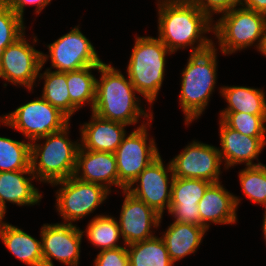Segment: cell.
<instances>
[{"mask_svg":"<svg viewBox=\"0 0 266 266\" xmlns=\"http://www.w3.org/2000/svg\"><path fill=\"white\" fill-rule=\"evenodd\" d=\"M157 6L158 38L169 51L174 53L190 46L191 53H199L214 45L213 40L203 36L213 32L214 20L202 13L196 5L158 2Z\"/></svg>","mask_w":266,"mask_h":266,"instance_id":"cell-1","label":"cell"},{"mask_svg":"<svg viewBox=\"0 0 266 266\" xmlns=\"http://www.w3.org/2000/svg\"><path fill=\"white\" fill-rule=\"evenodd\" d=\"M61 185L56 192L57 211L62 216V223L83 219L100 206L109 196L110 191L96 183L83 182L75 176L51 184Z\"/></svg>","mask_w":266,"mask_h":266,"instance_id":"cell-9","label":"cell"},{"mask_svg":"<svg viewBox=\"0 0 266 266\" xmlns=\"http://www.w3.org/2000/svg\"><path fill=\"white\" fill-rule=\"evenodd\" d=\"M220 119L230 128L251 137H266V115L244 112H220Z\"/></svg>","mask_w":266,"mask_h":266,"instance_id":"cell-31","label":"cell"},{"mask_svg":"<svg viewBox=\"0 0 266 266\" xmlns=\"http://www.w3.org/2000/svg\"><path fill=\"white\" fill-rule=\"evenodd\" d=\"M35 179L31 169L0 172V203L3 208L6 210V202L18 206H32L40 202L42 195L31 182Z\"/></svg>","mask_w":266,"mask_h":266,"instance_id":"cell-21","label":"cell"},{"mask_svg":"<svg viewBox=\"0 0 266 266\" xmlns=\"http://www.w3.org/2000/svg\"><path fill=\"white\" fill-rule=\"evenodd\" d=\"M263 226H262V229H263V233H264V239L266 241V209H265V213H264V217H263Z\"/></svg>","mask_w":266,"mask_h":266,"instance_id":"cell-39","label":"cell"},{"mask_svg":"<svg viewBox=\"0 0 266 266\" xmlns=\"http://www.w3.org/2000/svg\"><path fill=\"white\" fill-rule=\"evenodd\" d=\"M0 238L6 248L26 265L43 266L41 240L8 223L0 225Z\"/></svg>","mask_w":266,"mask_h":266,"instance_id":"cell-23","label":"cell"},{"mask_svg":"<svg viewBox=\"0 0 266 266\" xmlns=\"http://www.w3.org/2000/svg\"><path fill=\"white\" fill-rule=\"evenodd\" d=\"M91 120L81 126V144L83 149L115 153L126 136L125 127L121 122L99 117L92 112Z\"/></svg>","mask_w":266,"mask_h":266,"instance_id":"cell-20","label":"cell"},{"mask_svg":"<svg viewBox=\"0 0 266 266\" xmlns=\"http://www.w3.org/2000/svg\"><path fill=\"white\" fill-rule=\"evenodd\" d=\"M221 161L218 148L192 141L171 161L173 176L203 179L211 183L220 182Z\"/></svg>","mask_w":266,"mask_h":266,"instance_id":"cell-13","label":"cell"},{"mask_svg":"<svg viewBox=\"0 0 266 266\" xmlns=\"http://www.w3.org/2000/svg\"><path fill=\"white\" fill-rule=\"evenodd\" d=\"M213 34L224 54L243 50L255 42L258 51L262 52L266 36V15L242 6L233 8L223 13L214 23Z\"/></svg>","mask_w":266,"mask_h":266,"instance_id":"cell-6","label":"cell"},{"mask_svg":"<svg viewBox=\"0 0 266 266\" xmlns=\"http://www.w3.org/2000/svg\"><path fill=\"white\" fill-rule=\"evenodd\" d=\"M150 121L144 122L126 135L115 151L118 172V187L127 189L138 175L154 160L160 153L153 138L148 139V128ZM148 125V126H147ZM147 140L149 143L147 144Z\"/></svg>","mask_w":266,"mask_h":266,"instance_id":"cell-8","label":"cell"},{"mask_svg":"<svg viewBox=\"0 0 266 266\" xmlns=\"http://www.w3.org/2000/svg\"><path fill=\"white\" fill-rule=\"evenodd\" d=\"M220 125V143L218 148L221 161L225 162V169H229L235 164H246L248 166H258L262 163H254L258 160V155L266 144V137H251L228 127L221 119Z\"/></svg>","mask_w":266,"mask_h":266,"instance_id":"cell-17","label":"cell"},{"mask_svg":"<svg viewBox=\"0 0 266 266\" xmlns=\"http://www.w3.org/2000/svg\"><path fill=\"white\" fill-rule=\"evenodd\" d=\"M74 176L83 182L100 184L111 192L112 185L118 187L115 153L92 151L80 146Z\"/></svg>","mask_w":266,"mask_h":266,"instance_id":"cell-18","label":"cell"},{"mask_svg":"<svg viewBox=\"0 0 266 266\" xmlns=\"http://www.w3.org/2000/svg\"><path fill=\"white\" fill-rule=\"evenodd\" d=\"M241 6L266 15V0H241Z\"/></svg>","mask_w":266,"mask_h":266,"instance_id":"cell-36","label":"cell"},{"mask_svg":"<svg viewBox=\"0 0 266 266\" xmlns=\"http://www.w3.org/2000/svg\"><path fill=\"white\" fill-rule=\"evenodd\" d=\"M98 70L99 66L66 72V82L71 102L80 109L85 103L93 109L96 99V78L91 74L92 70Z\"/></svg>","mask_w":266,"mask_h":266,"instance_id":"cell-27","label":"cell"},{"mask_svg":"<svg viewBox=\"0 0 266 266\" xmlns=\"http://www.w3.org/2000/svg\"><path fill=\"white\" fill-rule=\"evenodd\" d=\"M240 199L221 185L212 183L198 203L201 226L207 231L210 224H233L237 221Z\"/></svg>","mask_w":266,"mask_h":266,"instance_id":"cell-19","label":"cell"},{"mask_svg":"<svg viewBox=\"0 0 266 266\" xmlns=\"http://www.w3.org/2000/svg\"><path fill=\"white\" fill-rule=\"evenodd\" d=\"M42 68L43 65H41L38 74L40 79L43 78L45 80L41 97L70 119L78 108L70 100L66 72L51 71L47 68L44 73H40Z\"/></svg>","mask_w":266,"mask_h":266,"instance_id":"cell-25","label":"cell"},{"mask_svg":"<svg viewBox=\"0 0 266 266\" xmlns=\"http://www.w3.org/2000/svg\"><path fill=\"white\" fill-rule=\"evenodd\" d=\"M173 180L171 163L169 162L166 168L159 155L138 175L126 190L163 216L164 209L169 211ZM136 183L137 185L134 187Z\"/></svg>","mask_w":266,"mask_h":266,"instance_id":"cell-11","label":"cell"},{"mask_svg":"<svg viewBox=\"0 0 266 266\" xmlns=\"http://www.w3.org/2000/svg\"><path fill=\"white\" fill-rule=\"evenodd\" d=\"M31 143L0 136V172L31 169Z\"/></svg>","mask_w":266,"mask_h":266,"instance_id":"cell-29","label":"cell"},{"mask_svg":"<svg viewBox=\"0 0 266 266\" xmlns=\"http://www.w3.org/2000/svg\"><path fill=\"white\" fill-rule=\"evenodd\" d=\"M239 181L245 196L266 209V165L245 167L239 172Z\"/></svg>","mask_w":266,"mask_h":266,"instance_id":"cell-30","label":"cell"},{"mask_svg":"<svg viewBox=\"0 0 266 266\" xmlns=\"http://www.w3.org/2000/svg\"><path fill=\"white\" fill-rule=\"evenodd\" d=\"M163 3H193L194 0H158Z\"/></svg>","mask_w":266,"mask_h":266,"instance_id":"cell-37","label":"cell"},{"mask_svg":"<svg viewBox=\"0 0 266 266\" xmlns=\"http://www.w3.org/2000/svg\"><path fill=\"white\" fill-rule=\"evenodd\" d=\"M79 28V25L75 26L70 32L47 45L49 55L42 53V65L51 58L52 68H56V72L64 73L88 66H99L103 61Z\"/></svg>","mask_w":266,"mask_h":266,"instance_id":"cell-10","label":"cell"},{"mask_svg":"<svg viewBox=\"0 0 266 266\" xmlns=\"http://www.w3.org/2000/svg\"><path fill=\"white\" fill-rule=\"evenodd\" d=\"M211 184L203 179L174 177L168 211L174 221L201 226L198 203Z\"/></svg>","mask_w":266,"mask_h":266,"instance_id":"cell-16","label":"cell"},{"mask_svg":"<svg viewBox=\"0 0 266 266\" xmlns=\"http://www.w3.org/2000/svg\"><path fill=\"white\" fill-rule=\"evenodd\" d=\"M167 54L172 52L159 38L136 36L127 75L137 93L141 94L150 106L162 87Z\"/></svg>","mask_w":266,"mask_h":266,"instance_id":"cell-5","label":"cell"},{"mask_svg":"<svg viewBox=\"0 0 266 266\" xmlns=\"http://www.w3.org/2000/svg\"><path fill=\"white\" fill-rule=\"evenodd\" d=\"M221 96L228 103L220 112H244L253 115H266V98L261 89L245 86H223Z\"/></svg>","mask_w":266,"mask_h":266,"instance_id":"cell-24","label":"cell"},{"mask_svg":"<svg viewBox=\"0 0 266 266\" xmlns=\"http://www.w3.org/2000/svg\"><path fill=\"white\" fill-rule=\"evenodd\" d=\"M5 214H6V210L3 208L2 204L0 203V225H2L3 223H6V222H3Z\"/></svg>","mask_w":266,"mask_h":266,"instance_id":"cell-38","label":"cell"},{"mask_svg":"<svg viewBox=\"0 0 266 266\" xmlns=\"http://www.w3.org/2000/svg\"><path fill=\"white\" fill-rule=\"evenodd\" d=\"M118 220L109 215H97L91 219L86 226V236L90 243L100 251L122 247L118 245V240L121 238Z\"/></svg>","mask_w":266,"mask_h":266,"instance_id":"cell-28","label":"cell"},{"mask_svg":"<svg viewBox=\"0 0 266 266\" xmlns=\"http://www.w3.org/2000/svg\"><path fill=\"white\" fill-rule=\"evenodd\" d=\"M128 246V247H127ZM129 266H173L174 263L161 237L127 245Z\"/></svg>","mask_w":266,"mask_h":266,"instance_id":"cell-26","label":"cell"},{"mask_svg":"<svg viewBox=\"0 0 266 266\" xmlns=\"http://www.w3.org/2000/svg\"><path fill=\"white\" fill-rule=\"evenodd\" d=\"M21 19L24 17V10L27 4L36 6V13L39 14L51 0H3Z\"/></svg>","mask_w":266,"mask_h":266,"instance_id":"cell-35","label":"cell"},{"mask_svg":"<svg viewBox=\"0 0 266 266\" xmlns=\"http://www.w3.org/2000/svg\"><path fill=\"white\" fill-rule=\"evenodd\" d=\"M122 193L125 194V199L118 225L124 245L154 237L151 229L160 226L162 216L126 189Z\"/></svg>","mask_w":266,"mask_h":266,"instance_id":"cell-15","label":"cell"},{"mask_svg":"<svg viewBox=\"0 0 266 266\" xmlns=\"http://www.w3.org/2000/svg\"><path fill=\"white\" fill-rule=\"evenodd\" d=\"M100 80L96 79V99L91 111L101 118L133 125L139 118L153 120V114L140 106V98L131 81L111 64L102 62L98 69ZM136 92V93H135Z\"/></svg>","mask_w":266,"mask_h":266,"instance_id":"cell-2","label":"cell"},{"mask_svg":"<svg viewBox=\"0 0 266 266\" xmlns=\"http://www.w3.org/2000/svg\"><path fill=\"white\" fill-rule=\"evenodd\" d=\"M0 122L21 132L30 143L62 130L70 119L42 97L19 106L0 118Z\"/></svg>","mask_w":266,"mask_h":266,"instance_id":"cell-7","label":"cell"},{"mask_svg":"<svg viewBox=\"0 0 266 266\" xmlns=\"http://www.w3.org/2000/svg\"><path fill=\"white\" fill-rule=\"evenodd\" d=\"M24 19H21L4 2L0 3V50L16 42L25 34Z\"/></svg>","mask_w":266,"mask_h":266,"instance_id":"cell-32","label":"cell"},{"mask_svg":"<svg viewBox=\"0 0 266 266\" xmlns=\"http://www.w3.org/2000/svg\"><path fill=\"white\" fill-rule=\"evenodd\" d=\"M216 50L214 44L205 51L190 53L188 63L182 71L179 103L187 126L205 111L214 91L217 80Z\"/></svg>","mask_w":266,"mask_h":266,"instance_id":"cell-3","label":"cell"},{"mask_svg":"<svg viewBox=\"0 0 266 266\" xmlns=\"http://www.w3.org/2000/svg\"><path fill=\"white\" fill-rule=\"evenodd\" d=\"M25 35L2 51L0 77L32 91L42 65V52L30 45Z\"/></svg>","mask_w":266,"mask_h":266,"instance_id":"cell-12","label":"cell"},{"mask_svg":"<svg viewBox=\"0 0 266 266\" xmlns=\"http://www.w3.org/2000/svg\"><path fill=\"white\" fill-rule=\"evenodd\" d=\"M263 55L266 56V36H265V43H264V47H263V50L261 52Z\"/></svg>","mask_w":266,"mask_h":266,"instance_id":"cell-40","label":"cell"},{"mask_svg":"<svg viewBox=\"0 0 266 266\" xmlns=\"http://www.w3.org/2000/svg\"><path fill=\"white\" fill-rule=\"evenodd\" d=\"M94 266H129V255L126 245L124 247L100 251L94 260Z\"/></svg>","mask_w":266,"mask_h":266,"instance_id":"cell-33","label":"cell"},{"mask_svg":"<svg viewBox=\"0 0 266 266\" xmlns=\"http://www.w3.org/2000/svg\"><path fill=\"white\" fill-rule=\"evenodd\" d=\"M207 230L202 226L174 221L162 234V240L167 247L173 263L195 253L200 246Z\"/></svg>","mask_w":266,"mask_h":266,"instance_id":"cell-22","label":"cell"},{"mask_svg":"<svg viewBox=\"0 0 266 266\" xmlns=\"http://www.w3.org/2000/svg\"><path fill=\"white\" fill-rule=\"evenodd\" d=\"M193 4L196 5L202 13L213 20L214 18L212 16L215 13H226L240 6L241 0H194Z\"/></svg>","mask_w":266,"mask_h":266,"instance_id":"cell-34","label":"cell"},{"mask_svg":"<svg viewBox=\"0 0 266 266\" xmlns=\"http://www.w3.org/2000/svg\"><path fill=\"white\" fill-rule=\"evenodd\" d=\"M69 125L31 143V170L40 182L52 184L74 176L80 142L68 138ZM41 139L45 143L38 144Z\"/></svg>","mask_w":266,"mask_h":266,"instance_id":"cell-4","label":"cell"},{"mask_svg":"<svg viewBox=\"0 0 266 266\" xmlns=\"http://www.w3.org/2000/svg\"><path fill=\"white\" fill-rule=\"evenodd\" d=\"M43 266H54L52 259L67 266L80 264L82 230L68 223L44 224L40 231Z\"/></svg>","mask_w":266,"mask_h":266,"instance_id":"cell-14","label":"cell"}]
</instances>
